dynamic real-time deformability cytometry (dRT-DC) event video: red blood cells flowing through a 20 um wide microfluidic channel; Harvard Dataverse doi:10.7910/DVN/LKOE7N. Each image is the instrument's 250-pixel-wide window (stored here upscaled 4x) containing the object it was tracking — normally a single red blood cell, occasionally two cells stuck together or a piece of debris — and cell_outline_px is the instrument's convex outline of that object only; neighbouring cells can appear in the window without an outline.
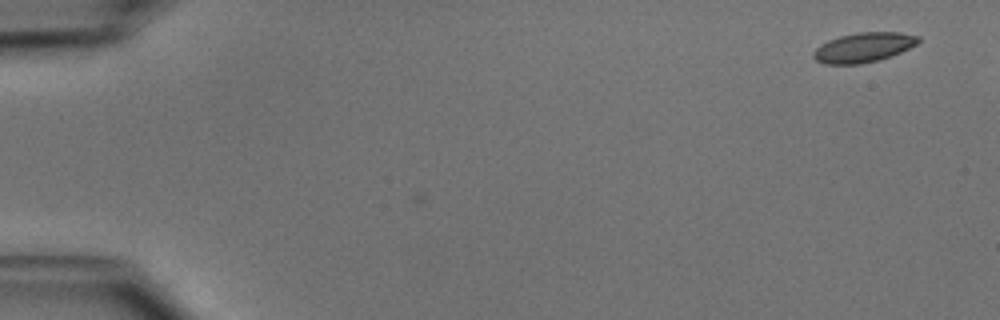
{"species": "common noctule bat (a hibernating species)", "species_latin": "Nyctalus noctula", "temperature_condition": "cold", "stored_images_in_passage": 2, "camera_frame_rate_fps": 3000, "um_per_image_px": 0.085, "animal": {"sex": "male", "body_mass_g": 15.6}, "frame": {"image": 1, "passage_image": 2, "time_ms": 0.333, "image_size_px": [1000, 320], "cell_outline_px": [[920, 40], [916, 44], [892, 56], [880, 60], [860, 64], [824, 64], [816, 60], [812, 56], [812, 52], [820, 44], [828, 40], [840, 36], [856, 32], [900, 32], [920, 36]], "centroid_in_image_um": [73.38, 4.03], "position_along_channel_um": 11.6, "area_um2": 18.26}}